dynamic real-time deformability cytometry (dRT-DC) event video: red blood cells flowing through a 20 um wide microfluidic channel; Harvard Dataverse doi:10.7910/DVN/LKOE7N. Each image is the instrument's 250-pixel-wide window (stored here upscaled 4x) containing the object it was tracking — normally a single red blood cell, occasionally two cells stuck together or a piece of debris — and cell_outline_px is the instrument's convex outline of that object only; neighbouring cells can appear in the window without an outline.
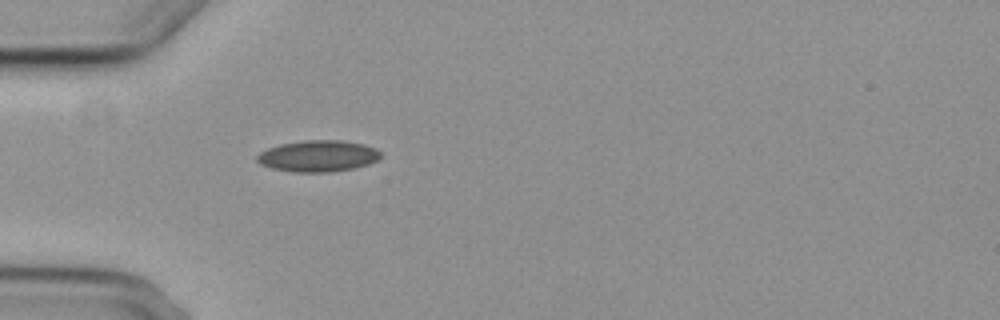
{"species": "common noctule bat (a hibernating species)", "species_latin": "Nyctalus noctula", "temperature_condition": "cold", "stored_images_in_passage": 2, "camera_frame_rate_fps": 3000, "um_per_image_px": 0.085, "animal": {"sex": "female", "body_mass_g": 29.2, "forearm_length_mm": 56.3}, "frame": {"image": 1, "passage_image": 2, "time_ms": 1.333, "image_size_px": [1000, 320], "cell_outline_px": [[380, 156], [376, 160], [368, 164], [352, 168], [332, 172], [292, 172], [272, 168], [260, 164], [256, 160], [256, 156], [260, 152], [268, 148], [280, 144], [304, 140], [340, 140], [364, 144], [376, 148], [380, 152]], "centroid_in_image_um": [27.01, 13.26], "position_along_channel_um": 58.0, "area_um2": 22.6}}